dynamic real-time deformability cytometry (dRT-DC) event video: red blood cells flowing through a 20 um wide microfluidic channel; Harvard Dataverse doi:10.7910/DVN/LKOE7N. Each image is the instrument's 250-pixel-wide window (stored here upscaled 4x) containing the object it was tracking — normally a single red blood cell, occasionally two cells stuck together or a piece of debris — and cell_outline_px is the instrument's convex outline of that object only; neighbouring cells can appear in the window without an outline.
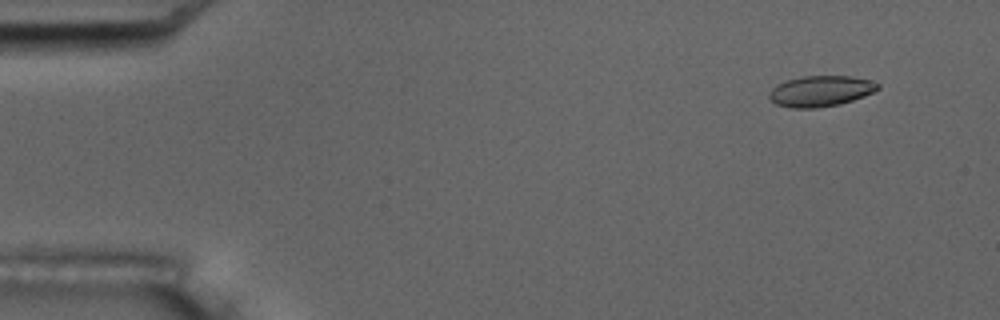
{"species": "common noctule bat (a hibernating species)", "species_latin": "Nyctalus noctula", "temperature_condition": "room temperature", "stored_images_in_passage": 5, "camera_frame_rate_fps": 3000, "um_per_image_px": 0.085, "animal": {"sex": "male", "body_mass_g": 17.5, "forearm_length_mm": 52.3}, "frame": {"image": 1, "passage_image": 2, "time_ms": 1.0, "image_size_px": [1000, 320], "cell_outline_px": [[880, 88], [864, 96], [840, 104], [816, 108], [792, 108], [776, 104], [768, 96], [768, 92], [776, 84], [788, 80], [804, 76], [852, 76], [868, 80], [880, 84]], "centroid_in_image_um": [69.73, 7.74], "position_along_channel_um": 15.3, "area_um2": 19.42}}